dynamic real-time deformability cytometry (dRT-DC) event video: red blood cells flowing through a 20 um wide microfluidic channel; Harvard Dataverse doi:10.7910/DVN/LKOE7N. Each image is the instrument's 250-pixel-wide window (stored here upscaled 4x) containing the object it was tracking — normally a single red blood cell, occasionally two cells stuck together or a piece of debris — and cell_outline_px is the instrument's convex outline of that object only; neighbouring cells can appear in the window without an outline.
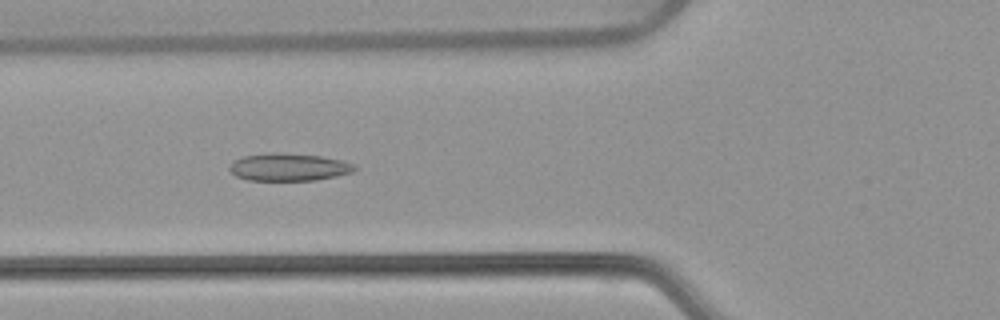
{"species": "common noctule bat (a hibernating species)", "species_latin": "Nyctalus noctula", "temperature_condition": "warm", "stored_images_in_passage": 45, "camera_frame_rate_fps": 3000, "um_per_image_px": 0.085, "animal": {"sex": "female", "body_mass_g": 22.7, "forearm_length_mm": 54.2}, "frame": {"image": 1, "passage_image": 19, "time_ms": 6.0, "image_size_px": [1000, 320], "cell_outline_px": [[356, 168], [352, 172], [336, 176], [316, 180], [248, 180], [236, 176], [228, 168], [236, 160], [244, 156], [272, 152], [320, 156], [340, 160], [352, 164]], "centroid_in_image_um": [24.53, 14.21], "position_along_channel_um": 101.3, "area_um2": 19.71}}
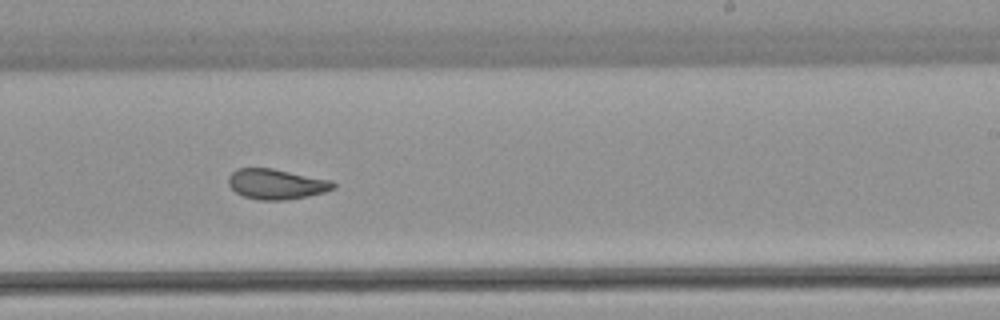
{"frame": {"image": 2, "passage_image": 32, "time_ms": 10.333, "image_size_px": [1000, 320], "cell_outline_px": [[336, 188], [324, 192], [308, 196], [288, 200], [260, 200], [244, 196], [236, 192], [228, 184], [228, 176], [236, 168], [272, 168], [332, 180], [336, 184]], "centroid_in_image_um": [23.51, 15.64], "position_along_channel_um": 265.5, "area_um2": 18.61}}
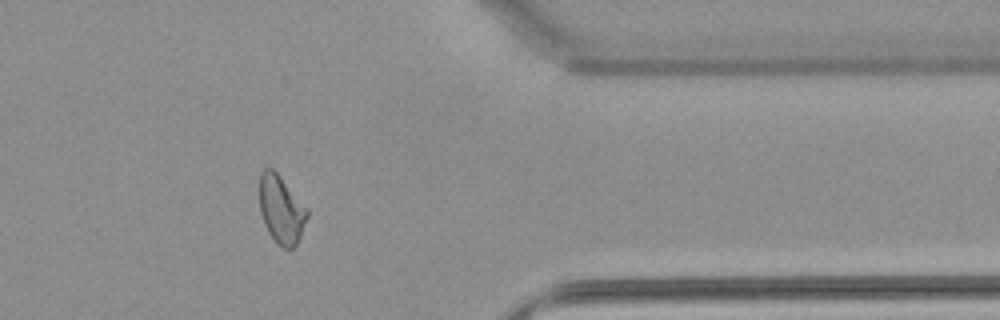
{"frame": {"image": 3, "passage_image": 43, "time_ms": 14.0, "image_size_px": [1000, 320], "cell_outline_px": [[308, 216], [300, 236], [296, 244], [292, 248], [284, 248], [276, 244], [268, 232], [264, 224], [260, 212], [260, 172], [264, 168], [272, 168], [280, 176], [308, 208]], "centroid_in_image_um": [23.9, 17.81], "position_along_channel_um": 387.5, "area_um2": 18.9}, "authors_computed_cell_mechanics": {"area_um2": 19.4208, "velocity_mm_per_s": 3.7933, "shape_relaxation_time_tau1_ms": null, "shape_relaxation_time_tau2_ms": 1.4534, "deformation_change_tau1": null, "deformation_change_tau2": 0.0739}}